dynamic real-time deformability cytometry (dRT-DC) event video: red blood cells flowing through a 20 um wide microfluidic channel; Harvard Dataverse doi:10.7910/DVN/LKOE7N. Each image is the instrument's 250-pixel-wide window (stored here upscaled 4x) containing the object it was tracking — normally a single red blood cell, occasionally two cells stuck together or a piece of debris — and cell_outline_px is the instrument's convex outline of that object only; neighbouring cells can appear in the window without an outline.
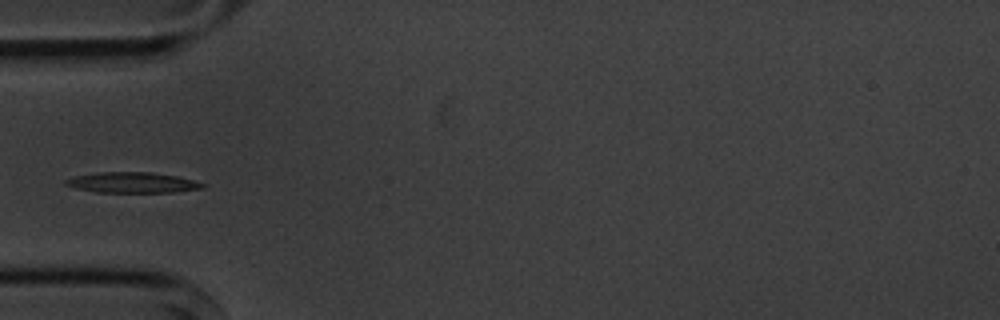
{"species": "common noctule bat (a hibernating species)", "species_latin": "Nyctalus noctula", "temperature_condition": "cold", "stored_images_in_passage": 9, "camera_frame_rate_fps": 3000, "um_per_image_px": 0.085, "animal": {"sex": "male", "body_mass_g": 20.1, "forearm_length_mm": 53.5}, "frame": {"image": 1, "passage_image": 4, "time_ms": 4.333, "image_size_px": [1000, 320], "cell_outline_px": [[204, 188], [176, 192], [96, 192], [76, 188], [64, 184], [64, 180], [72, 176], [100, 172], [152, 172], [176, 176], [192, 180], [204, 184]], "centroid_in_image_um": [11.21, 15.51], "position_along_channel_um": 73.8, "area_um2": 16.36}}
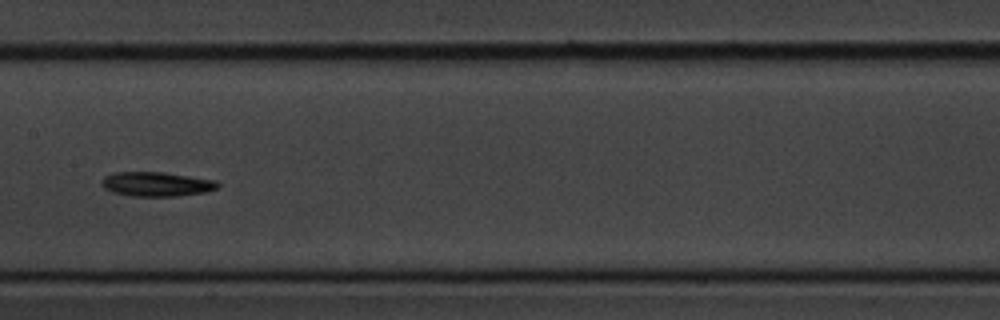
{"frame": {"image": 2, "passage_image": 7, "time_ms": 7.667, "image_size_px": [1000, 320], "cell_outline_px": [[220, 184], [216, 188], [204, 192], [176, 196], [132, 196], [112, 192], [104, 188], [100, 184], [100, 180], [104, 176], [112, 172], [164, 172], [216, 180]], "centroid_in_image_um": [13.25, 15.64], "position_along_channel_um": 194.2, "area_um2": 16.59}}
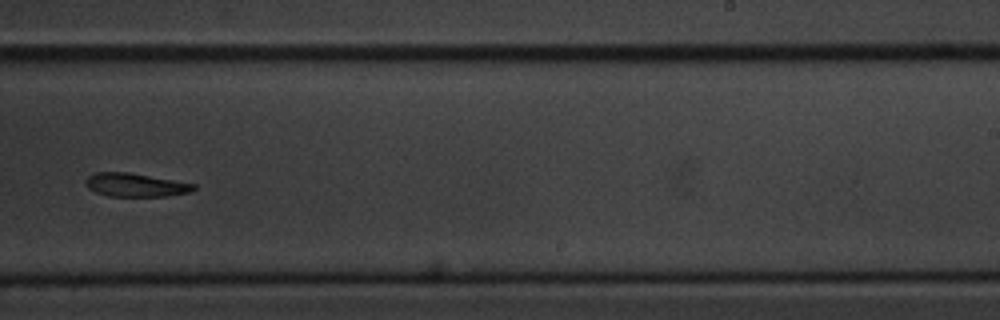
{"frame": {"image": 3, "passage_image": 9, "time_ms": 10.0, "image_size_px": [1000, 320], "cell_outline_px": [[196, 188], [188, 192], [168, 196], [108, 196], [96, 192], [88, 188], [84, 184], [84, 180], [88, 176], [96, 172], [128, 172], [196, 184]], "centroid_in_image_um": [11.47, 15.72], "position_along_channel_um": 277.5, "area_um2": 14.74}}